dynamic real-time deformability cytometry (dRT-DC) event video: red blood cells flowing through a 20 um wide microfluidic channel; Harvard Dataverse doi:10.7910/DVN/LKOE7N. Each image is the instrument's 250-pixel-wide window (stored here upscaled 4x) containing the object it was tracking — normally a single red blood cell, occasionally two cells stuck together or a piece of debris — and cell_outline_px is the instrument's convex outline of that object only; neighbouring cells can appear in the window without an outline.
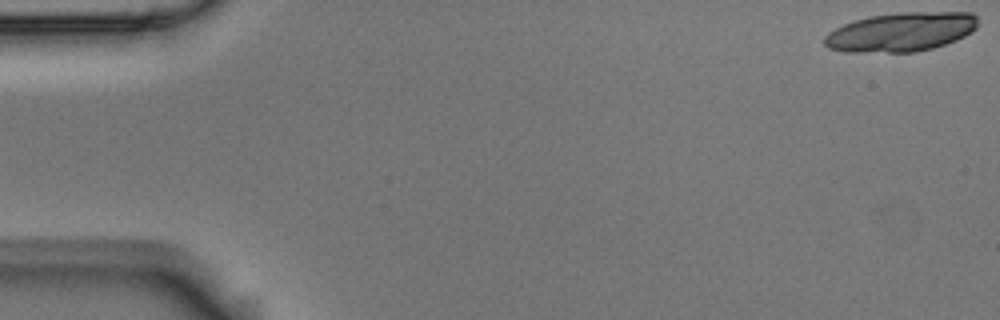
{"species": "Egyptian fruit bat (a non-hibernating species)", "species_latin": "Rousettus aegyptiacus", "temperature_condition": "room temperature", "stored_images_in_passage": 4, "camera_frame_rate_fps": 3000, "um_per_image_px": 0.085, "animal": {"sex": "male"}, "frame": {"image": 1, "passage_image": 1, "time_ms": 0.0, "image_size_px": [1000, 320], "cell_outline_px": [[976, 28], [972, 32], [956, 40], [932, 48], [916, 52], [844, 52], [828, 48], [824, 44], [824, 36], [828, 32], [852, 20], [868, 16], [900, 12], [972, 12], [976, 16]], "centroid_in_image_um": [76.55, 2.71], "position_along_channel_um": 8.4, "area_um2": 35.14}}